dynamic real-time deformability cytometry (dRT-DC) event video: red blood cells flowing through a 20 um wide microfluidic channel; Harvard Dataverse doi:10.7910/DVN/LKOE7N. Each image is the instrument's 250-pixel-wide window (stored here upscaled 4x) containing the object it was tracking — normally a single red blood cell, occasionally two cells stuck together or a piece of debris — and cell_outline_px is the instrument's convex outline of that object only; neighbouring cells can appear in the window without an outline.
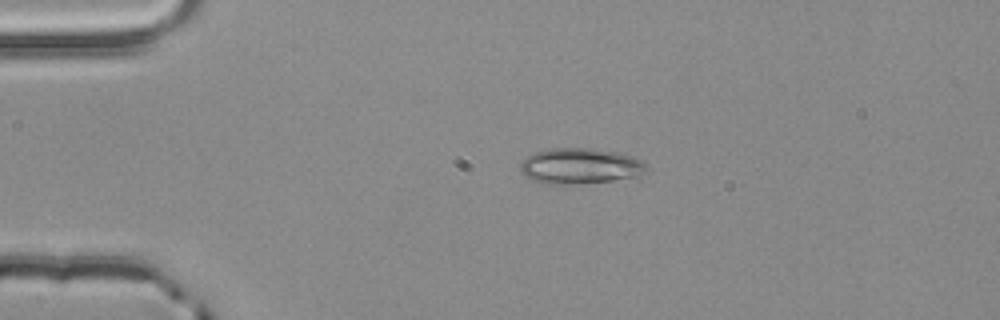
{"species": "common noctule bat (a hibernating species)", "species_latin": "Nyctalus noctula", "temperature_condition": "room temperature", "stored_images_in_passage": 43, "camera_frame_rate_fps": 3000, "um_per_image_px": 0.085, "animal": {"sex": "male", "body_mass_g": 20.4}, "frame": {"image": 1, "passage_image": 1, "time_ms": 0.0, "image_size_px": [1000, 320], "cell_outline_px": [[648, 172], [636, 176], [612, 180], [572, 184], [548, 184], [532, 180], [520, 168], [520, 164], [532, 152], [548, 148], [596, 148], [620, 152], [636, 156], [644, 160], [648, 164]], "centroid_in_image_um": [49.4, 14.08], "position_along_channel_um": 35.6, "area_um2": 26.59}}
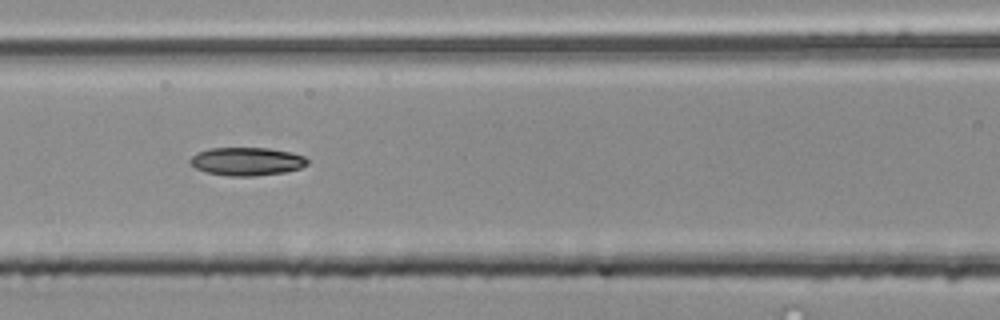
{"frame": {"image": 2, "passage_image": 13, "time_ms": 4.0, "image_size_px": [1000, 320], "cell_outline_px": [[308, 164], [300, 168], [284, 172], [252, 176], [228, 176], [204, 172], [188, 164], [188, 160], [196, 152], [208, 148], [268, 148], [292, 152], [304, 156], [308, 160]], "centroid_in_image_um": [20.93, 13.72], "position_along_channel_um": 145.7, "area_um2": 19.48}}
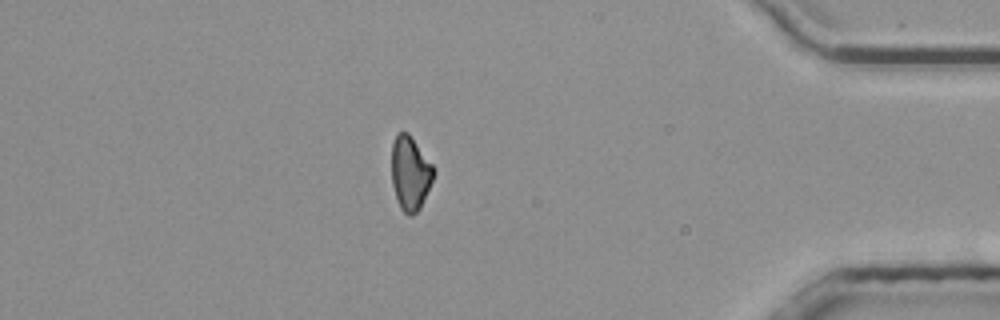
{"frame": {"image": 3, "passage_image": 36, "time_ms": 11.667, "image_size_px": [1000, 320], "cell_outline_px": [[436, 172], [420, 208], [412, 216], [408, 216], [400, 208], [392, 184], [392, 144], [396, 132], [408, 132], [436, 168]], "centroid_in_image_um": [34.88, 14.7], "position_along_channel_um": 400.3, "area_um2": 18.26}, "authors_computed_cell_mechanics": {"area_um2": 18.8428, "velocity_mm_per_s": 3.8485, "shape_relaxation_time_tau1_ms": 6.7066, "shape_relaxation_time_tau2_ms": null, "deformation_change_tau1": 0.1704, "deformation_change_tau2": null}}